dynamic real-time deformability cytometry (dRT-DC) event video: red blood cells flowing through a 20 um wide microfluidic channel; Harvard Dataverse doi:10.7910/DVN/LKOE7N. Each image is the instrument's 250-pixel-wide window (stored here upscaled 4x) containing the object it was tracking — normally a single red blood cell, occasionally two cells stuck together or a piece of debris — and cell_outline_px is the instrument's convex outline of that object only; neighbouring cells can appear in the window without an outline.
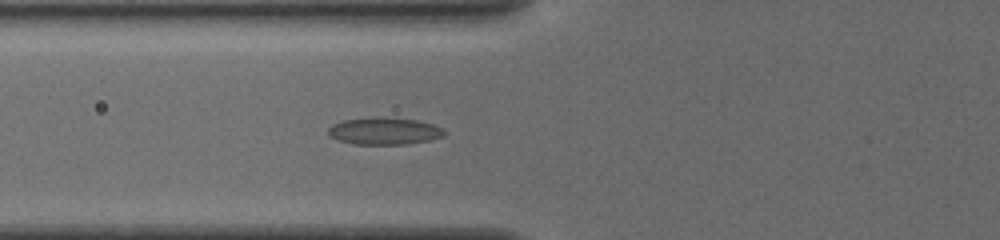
{"species": "common noctule bat (a hibernating species)", "species_latin": "Nyctalus noctula", "temperature_condition": "cold", "stored_images_in_passage": 56, "camera_frame_rate_fps": 3000, "um_per_image_px": 0.085, "animal": {"sex": "female", "body_mass_g": 19.5, "forearm_length_mm": 54.1}, "frame": {"image": 1, "passage_image": 23, "time_ms": 7.333, "image_size_px": [1000, 240], "cell_outline_px": [[444, 136], [428, 140], [408, 144], [352, 144], [336, 140], [328, 136], [328, 128], [332, 124], [344, 120], [376, 116], [416, 120], [432, 124], [444, 128]], "centroid_in_image_um": [32.62, 11.14], "position_along_channel_um": 93.2, "area_um2": 18.5}}
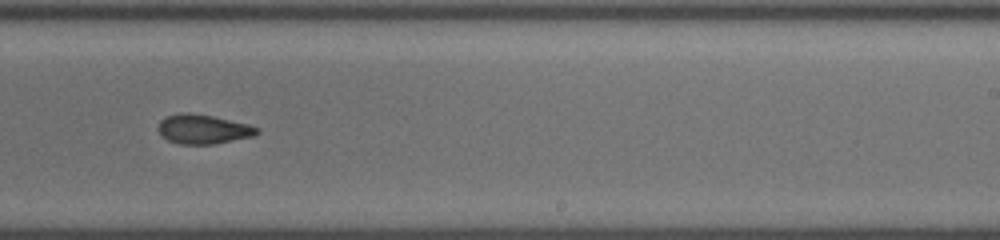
{"frame": {"image": 2, "passage_image": 37, "time_ms": 12.0, "image_size_px": [1000, 240], "cell_outline_px": [[260, 132], [256, 136], [212, 144], [180, 144], [168, 140], [156, 128], [160, 120], [164, 116], [184, 112], [188, 112], [212, 116], [248, 124], [260, 128]], "centroid_in_image_um": [17.28, 10.97], "position_along_channel_um": 271.7, "area_um2": 16.99}}
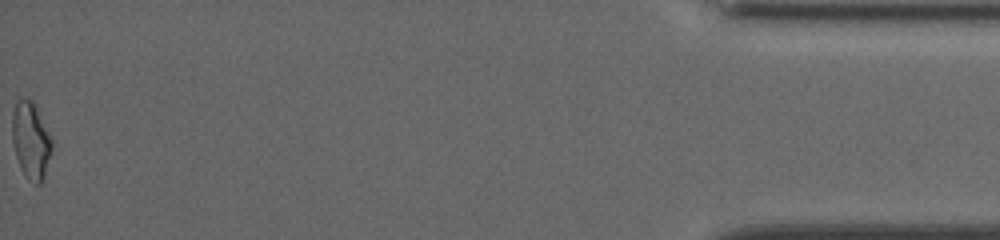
{"frame": {"image": 3, "passage_image": 56, "time_ms": 18.333, "image_size_px": [1000, 240], "cell_outline_px": [[52, 152], [44, 176], [40, 184], [36, 184], [28, 180], [24, 176], [20, 168], [16, 156], [12, 140], [12, 112], [16, 100], [32, 100], [52, 140]], "centroid_in_image_um": [2.61, 11.98], "position_along_channel_um": 432.6, "area_um2": 17.63}, "authors_computed_cell_mechanics": {"area_um2": 17.5712, "velocity_mm_per_s": 3.8269, "shape_relaxation_time_tau1_ms": null, "shape_relaxation_time_tau2_ms": 3.3548, "deformation_change_tau1": null, "deformation_change_tau2": 0.0943}}